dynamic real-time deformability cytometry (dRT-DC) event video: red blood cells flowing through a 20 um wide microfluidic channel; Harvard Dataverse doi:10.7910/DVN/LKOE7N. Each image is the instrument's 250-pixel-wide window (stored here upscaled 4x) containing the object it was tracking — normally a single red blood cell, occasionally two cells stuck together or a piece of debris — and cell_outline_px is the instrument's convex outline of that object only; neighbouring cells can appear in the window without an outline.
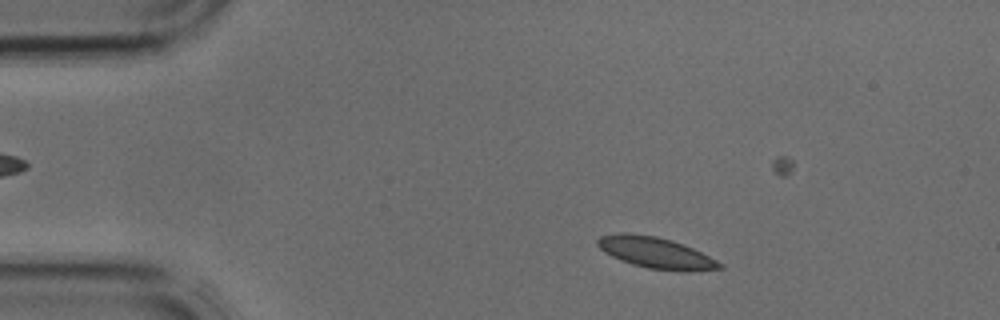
{"species": "common noctule bat (a hibernating species)", "species_latin": "Nyctalus noctula", "temperature_condition": "cold", "stored_images_in_passage": 41, "camera_frame_rate_fps": 3000, "um_per_image_px": 0.085, "animal": {"sex": "male", "body_mass_g": 17.9, "forearm_length_mm": 54.2}, "frame": {"image": 1, "passage_image": 5, "time_ms": 1.333, "image_size_px": [1000, 320], "cell_outline_px": [[724, 268], [688, 272], [684, 272], [648, 268], [632, 264], [620, 260], [604, 252], [596, 244], [596, 240], [600, 236], [616, 232], [628, 232], [656, 236], [672, 240], [684, 244], [724, 264]], "centroid_in_image_um": [55.73, 21.48], "position_along_channel_um": 29.3, "area_um2": 22.43}}
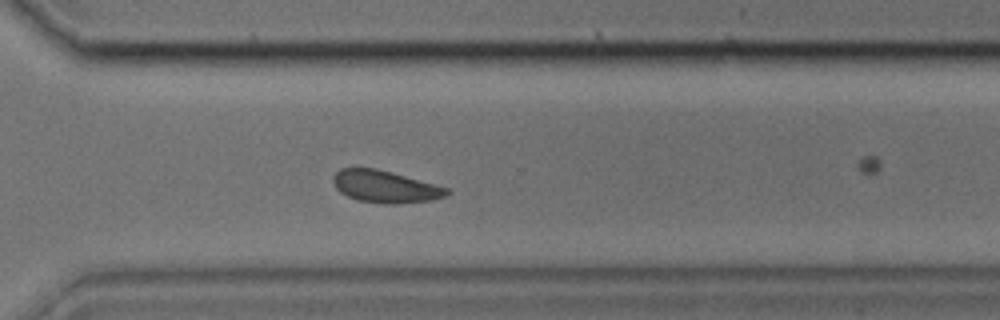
{"frame": {"image": 2, "passage_image": 28, "time_ms": 9.0, "image_size_px": [1000, 320], "cell_outline_px": [[452, 192], [448, 196], [428, 200], [392, 204], [384, 204], [360, 200], [348, 196], [340, 192], [336, 188], [332, 180], [332, 176], [340, 168], [376, 168], [392, 172], [448, 188]], "centroid_in_image_um": [32.73, 15.85], "position_along_channel_um": 337.9, "area_um2": 21.15}}
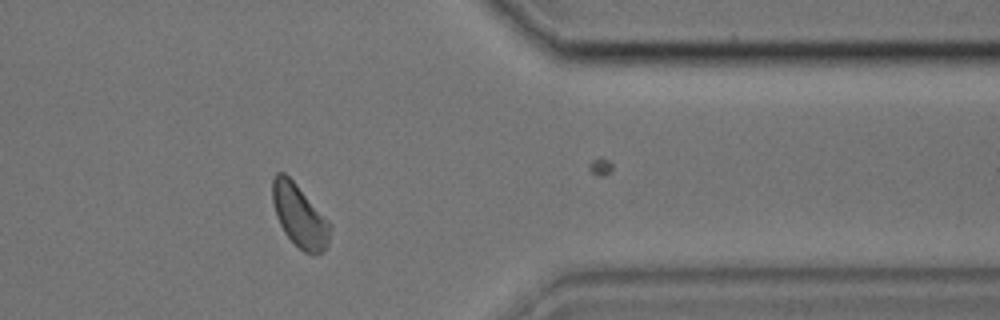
{"frame": {"image": 3, "passage_image": 32, "time_ms": 10.333, "image_size_px": [1000, 320], "cell_outline_px": [[332, 224], [328, 244], [320, 252], [312, 256], [304, 252], [284, 232], [276, 216], [272, 200], [272, 180], [276, 172], [284, 172], [296, 184]], "centroid_in_image_um": [25.46, 18.34], "position_along_channel_um": 385.9, "area_um2": 20.87}}